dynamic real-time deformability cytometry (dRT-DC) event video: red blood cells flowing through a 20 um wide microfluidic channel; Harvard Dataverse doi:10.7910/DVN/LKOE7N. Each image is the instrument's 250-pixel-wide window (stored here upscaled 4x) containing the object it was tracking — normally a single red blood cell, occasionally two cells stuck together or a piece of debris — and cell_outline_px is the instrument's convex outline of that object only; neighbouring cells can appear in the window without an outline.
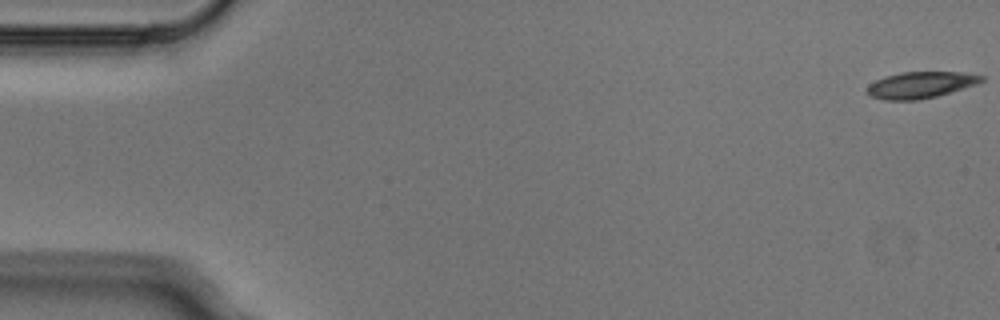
{"species": "Egyptian fruit bat (a non-hibernating species)", "species_latin": "Rousettus aegyptiacus", "temperature_condition": "cold", "stored_images_in_passage": 5, "segment_of_instrument_passage": [1, 2], "camera_frame_rate_fps": 3000, "um_per_image_px": 0.085, "animal": {"sex": "male"}, "frame": {"image": 1, "passage_image": 1, "time_ms": 0.0, "image_size_px": [1000, 320], "cell_outline_px": [[984, 80], [976, 84], [936, 96], [916, 100], [884, 100], [872, 96], [868, 92], [868, 84], [884, 76], [900, 72], [964, 72], [984, 76]], "centroid_in_image_um": [78.24, 7.2], "position_along_channel_um": 6.8, "area_um2": 17.46}}
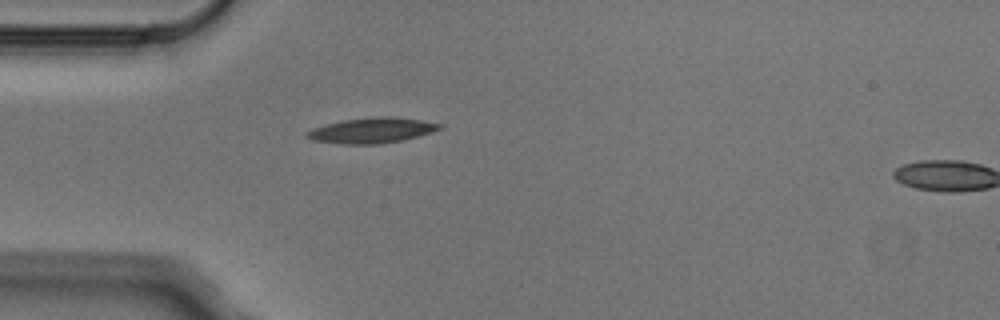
{"frame": {"image": 2, "passage_image": 4, "time_ms": 1.0, "image_size_px": [1000, 320], "cell_outline_px": [[444, 128], [432, 132], [404, 140], [380, 144], [340, 144], [312, 140], [304, 136], [304, 132], [312, 128], [324, 124], [344, 120], [372, 116], [392, 116], [420, 120], [444, 124]], "centroid_in_image_um": [31.59, 11.08], "position_along_channel_um": 53.4, "area_um2": 20.0}}